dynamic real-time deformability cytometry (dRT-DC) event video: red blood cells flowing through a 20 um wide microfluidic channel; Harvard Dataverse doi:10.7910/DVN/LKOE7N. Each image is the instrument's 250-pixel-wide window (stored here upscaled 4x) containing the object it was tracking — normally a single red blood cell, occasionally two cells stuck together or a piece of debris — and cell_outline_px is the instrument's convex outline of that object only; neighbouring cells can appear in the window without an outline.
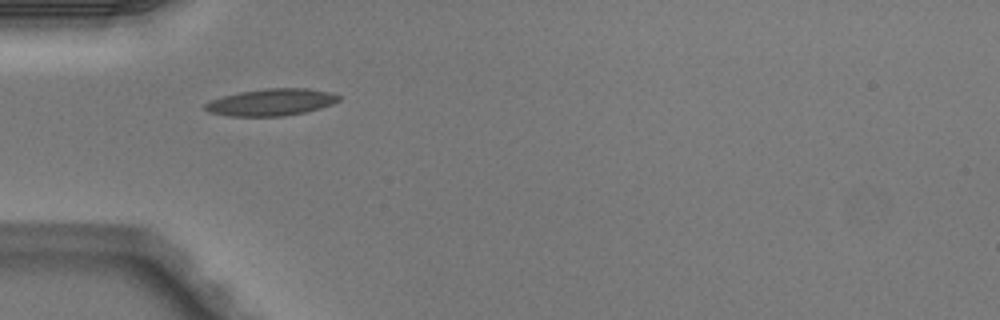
{"species": "Egyptian fruit bat (a non-hibernating species)", "species_latin": "Rousettus aegyptiacus", "temperature_condition": "warm", "stored_images_in_passage": 2, "camera_frame_rate_fps": 3000, "um_per_image_px": 0.085, "animal": {"sex": "male"}, "frame": {"image": 1, "passage_image": 1, "time_ms": 0.0, "image_size_px": [1000, 320], "cell_outline_px": [[340, 100], [332, 104], [308, 112], [284, 116], [228, 116], [208, 112], [204, 108], [204, 104], [212, 100], [224, 96], [240, 92], [268, 88], [308, 88], [332, 92], [340, 96]], "centroid_in_image_um": [23.09, 8.69], "position_along_channel_um": 61.9, "area_um2": 21.04}}
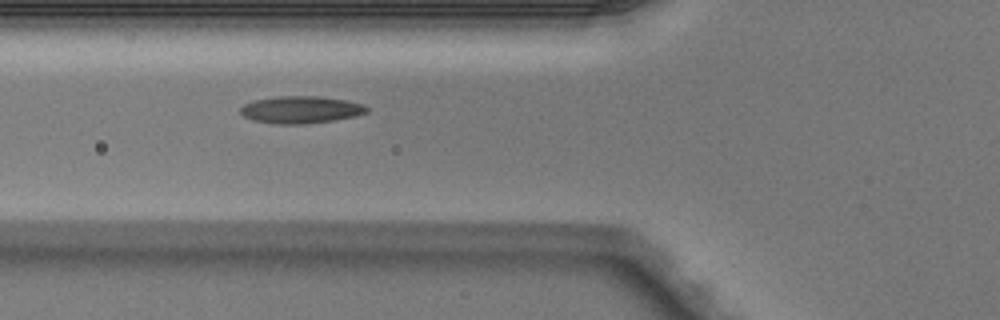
{"frame": {"image": 2, "passage_image": 2, "time_ms": 0.333, "image_size_px": [1000, 320], "cell_outline_px": [[368, 112], [356, 116], [332, 120], [304, 124], [276, 124], [252, 120], [244, 116], [240, 112], [240, 108], [244, 104], [252, 100], [276, 96], [320, 96], [344, 100], [360, 104], [368, 108]], "centroid_in_image_um": [25.52, 9.32], "position_along_channel_um": 100.3, "area_um2": 20.0}}